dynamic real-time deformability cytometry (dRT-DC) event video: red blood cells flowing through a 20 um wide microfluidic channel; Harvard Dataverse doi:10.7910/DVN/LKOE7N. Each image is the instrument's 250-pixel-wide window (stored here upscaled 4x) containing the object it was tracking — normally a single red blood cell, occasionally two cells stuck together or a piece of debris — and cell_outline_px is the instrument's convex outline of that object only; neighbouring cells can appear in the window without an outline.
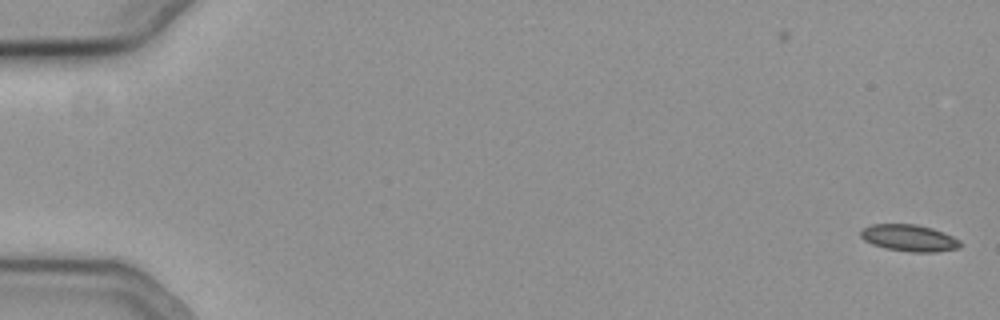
{"species": "common noctule bat (a hibernating species)", "species_latin": "Nyctalus noctula", "temperature_condition": "cold", "stored_images_in_passage": 56, "camera_frame_rate_fps": 3000, "um_per_image_px": 0.085, "animal": {"sex": "female", "body_mass_g": 19.3, "forearm_length_mm": 54.1}, "frame": {"image": 1, "passage_image": 1, "time_ms": 0.0, "image_size_px": [1000, 320], "cell_outline_px": [[964, 244], [960, 248], [936, 252], [912, 252], [884, 248], [872, 244], [864, 240], [860, 236], [860, 228], [872, 224], [916, 224], [932, 228], [944, 232], [960, 240]], "centroid_in_image_um": [77.29, 20.23], "position_along_channel_um": 7.7, "area_um2": 15.78}}
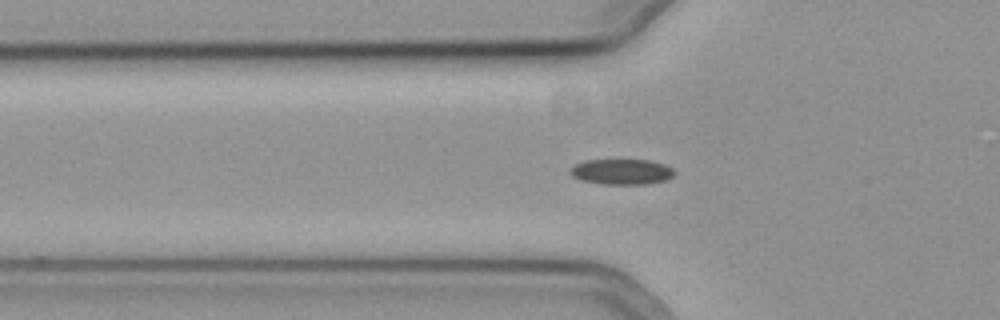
{"frame": {"image": 2, "passage_image": 20, "time_ms": 6.333, "image_size_px": [1000, 320], "cell_outline_px": [[676, 176], [664, 180], [648, 184], [604, 184], [580, 180], [572, 176], [568, 172], [568, 168], [572, 164], [584, 160], [652, 160], [664, 164], [672, 168], [676, 172]], "centroid_in_image_um": [52.81, 14.59], "position_along_channel_um": 73.0, "area_um2": 15.84}}
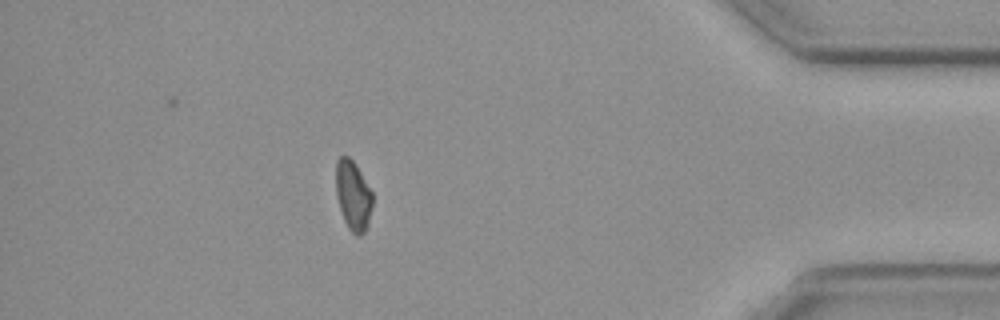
{"frame": {"image": 3, "passage_image": 50, "time_ms": 16.333, "image_size_px": [1000, 320], "cell_outline_px": [[372, 208], [368, 224], [364, 232], [360, 236], [356, 236], [348, 228], [344, 220], [336, 196], [336, 160], [340, 156], [348, 156], [356, 164], [372, 192]], "centroid_in_image_um": [30.01, 16.62], "position_along_channel_um": 405.2, "area_um2": 14.91}}